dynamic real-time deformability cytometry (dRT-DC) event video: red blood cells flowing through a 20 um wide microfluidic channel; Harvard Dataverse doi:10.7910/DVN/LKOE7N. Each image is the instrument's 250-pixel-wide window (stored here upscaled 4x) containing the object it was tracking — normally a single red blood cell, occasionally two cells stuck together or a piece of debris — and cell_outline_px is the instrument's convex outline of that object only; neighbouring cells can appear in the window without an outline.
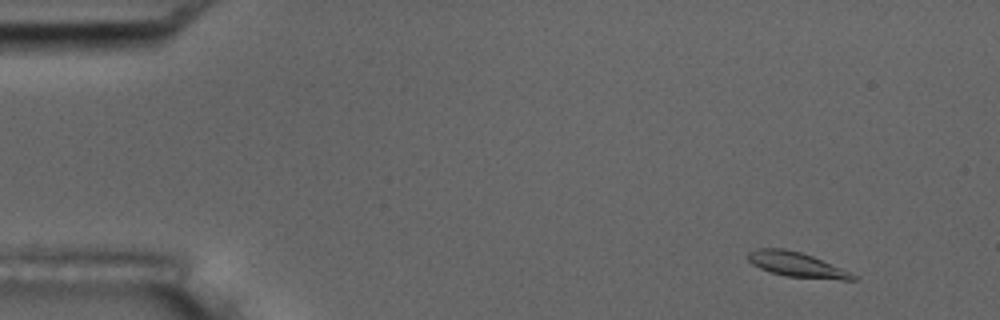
{"species": "common noctule bat (a hibernating species)", "species_latin": "Nyctalus noctula", "temperature_condition": "room temperature", "stored_images_in_passage": 5, "camera_frame_rate_fps": 3000, "um_per_image_px": 0.085, "animal": {"sex": "male", "body_mass_g": 17.5, "forearm_length_mm": 52.3}, "frame": {"image": 1, "passage_image": 2, "time_ms": 1.0, "image_size_px": [1000, 320], "cell_outline_px": [[860, 276], [856, 280], [840, 280], [788, 276], [772, 272], [760, 268], [752, 264], [748, 260], [748, 252], [756, 248], [784, 248], [800, 252], [812, 256]], "centroid_in_image_um": [67.74, 22.49], "position_along_channel_um": 17.3, "area_um2": 15.09}}
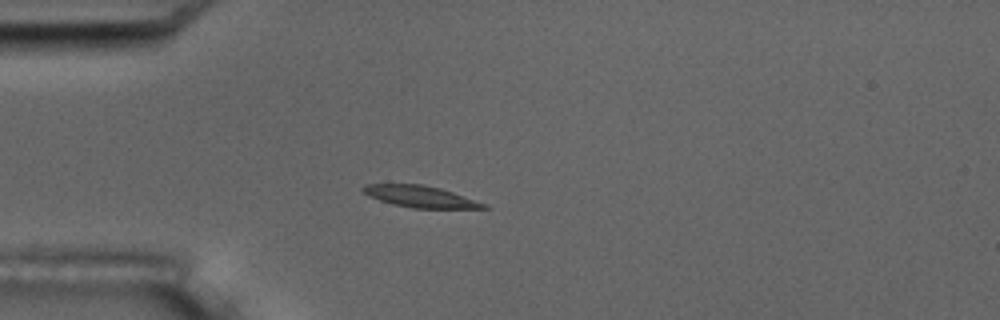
{"frame": {"image": 2, "passage_image": 4, "time_ms": 4.333, "image_size_px": [1000, 320], "cell_outline_px": [[492, 208], [412, 208], [392, 204], [380, 200], [364, 192], [360, 188], [364, 184], [424, 184], [440, 188], [488, 204]], "centroid_in_image_um": [35.75, 16.7], "position_along_channel_um": 49.2, "area_um2": 15.09}}